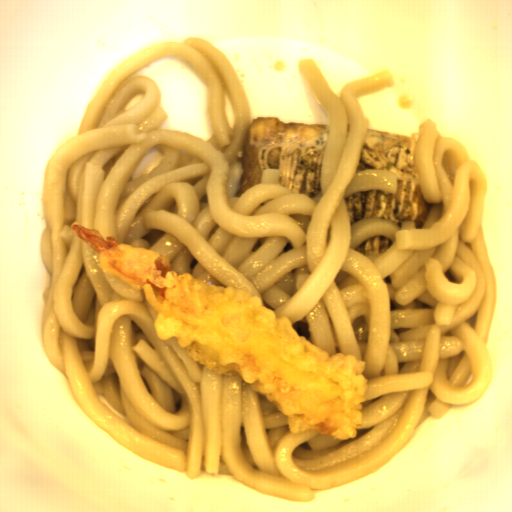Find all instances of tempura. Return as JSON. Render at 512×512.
Returning <instances> with one entry per match:
<instances>
[{"label": "tempura", "instance_id": "8679c707", "mask_svg": "<svg viewBox=\"0 0 512 512\" xmlns=\"http://www.w3.org/2000/svg\"><path fill=\"white\" fill-rule=\"evenodd\" d=\"M71 230L98 252L107 276L142 291L156 312V338H176L206 370L238 375L288 416L290 433L317 431L342 441L357 436L369 385L366 361L329 356L251 291L175 271L166 255L117 243L76 221Z\"/></svg>", "mask_w": 512, "mask_h": 512}]
</instances>
